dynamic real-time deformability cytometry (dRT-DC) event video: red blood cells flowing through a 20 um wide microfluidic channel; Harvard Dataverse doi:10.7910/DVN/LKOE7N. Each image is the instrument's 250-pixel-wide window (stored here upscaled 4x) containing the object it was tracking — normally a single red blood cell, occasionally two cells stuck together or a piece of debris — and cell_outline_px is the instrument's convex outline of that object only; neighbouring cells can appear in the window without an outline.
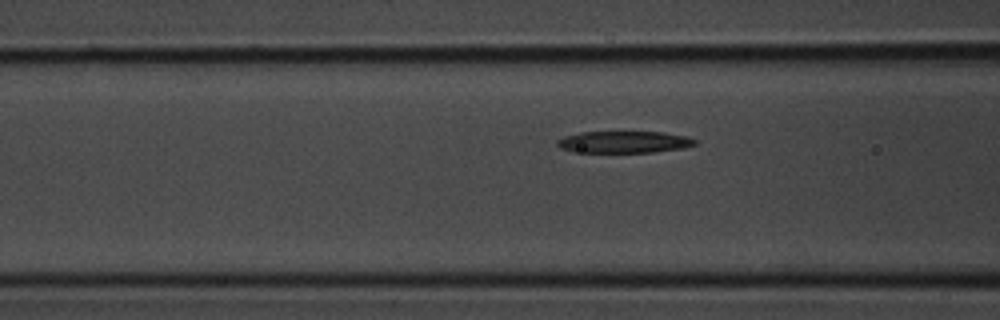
{"species": "common noctule bat (a hibernating species)", "species_latin": "Nyctalus noctula", "temperature_condition": "room temperature", "stored_images_in_passage": 4, "camera_frame_rate_fps": 3000, "um_per_image_px": 0.085, "animal": {"sex": "male", "body_mass_g": 20.1, "forearm_length_mm": 53.5}, "frame": {"image": 1, "passage_image": 4, "time_ms": 1.0, "image_size_px": [1000, 320], "cell_outline_px": [[696, 144], [684, 148], [652, 152], [572, 152], [560, 148], [556, 144], [556, 140], [564, 136], [580, 132], [664, 132], [688, 136], [696, 140]], "centroid_in_image_um": [53.02, 12.07], "position_along_channel_um": 113.6, "area_um2": 17.63}}